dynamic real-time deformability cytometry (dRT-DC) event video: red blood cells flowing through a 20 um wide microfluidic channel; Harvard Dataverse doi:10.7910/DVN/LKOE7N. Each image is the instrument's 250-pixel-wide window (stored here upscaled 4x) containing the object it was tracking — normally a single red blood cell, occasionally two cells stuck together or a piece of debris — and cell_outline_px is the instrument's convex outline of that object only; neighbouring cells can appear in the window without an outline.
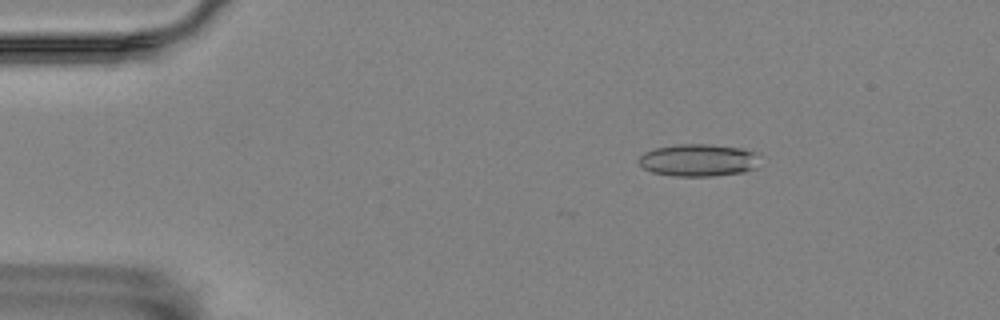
{"species": "Egyptian fruit bat (a non-hibernating species)", "species_latin": "Rousettus aegyptiacus", "temperature_condition": "room temperature", "stored_images_in_passage": 4, "camera_frame_rate_fps": 3000, "um_per_image_px": 0.085, "animal": {"sex": "female"}, "frame": {"image": 1, "passage_image": 2, "time_ms": 0.333, "image_size_px": [1000, 320], "cell_outline_px": [[760, 156], [756, 168], [744, 172], [716, 176], [672, 176], [652, 172], [644, 168], [640, 164], [640, 156], [644, 152], [656, 148], [676, 144], [712, 144], [744, 148], [760, 152]], "centroid_in_image_um": [59.44, 13.61], "position_along_channel_um": 25.6, "area_um2": 23.24}}